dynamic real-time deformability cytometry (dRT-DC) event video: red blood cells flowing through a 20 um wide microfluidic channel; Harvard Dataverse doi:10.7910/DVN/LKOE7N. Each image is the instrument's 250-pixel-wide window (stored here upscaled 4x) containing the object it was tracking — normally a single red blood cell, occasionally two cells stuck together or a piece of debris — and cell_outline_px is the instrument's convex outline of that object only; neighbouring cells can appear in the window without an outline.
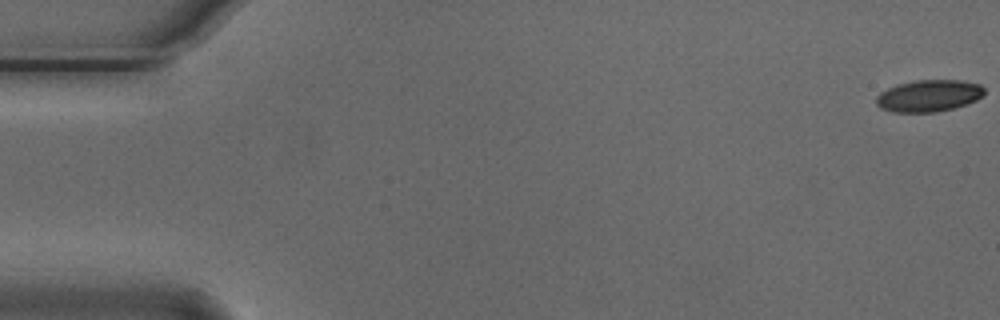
{"species": "Egyptian fruit bat (a non-hibernating species)", "species_latin": "Rousettus aegyptiacus", "temperature_condition": "cold", "stored_images_in_passage": 32, "camera_frame_rate_fps": 3000, "um_per_image_px": 0.085, "animal": {"sex": "male"}, "frame": {"image": 1, "passage_image": 1, "time_ms": 0.0, "image_size_px": [1000, 320], "cell_outline_px": [[984, 96], [976, 100], [952, 108], [936, 112], [892, 112], [880, 108], [876, 104], [876, 96], [880, 92], [896, 84], [916, 80], [964, 80], [980, 84], [984, 88]], "centroid_in_image_um": [78.93, 8.13], "position_along_channel_um": 6.1, "area_um2": 20.17}}
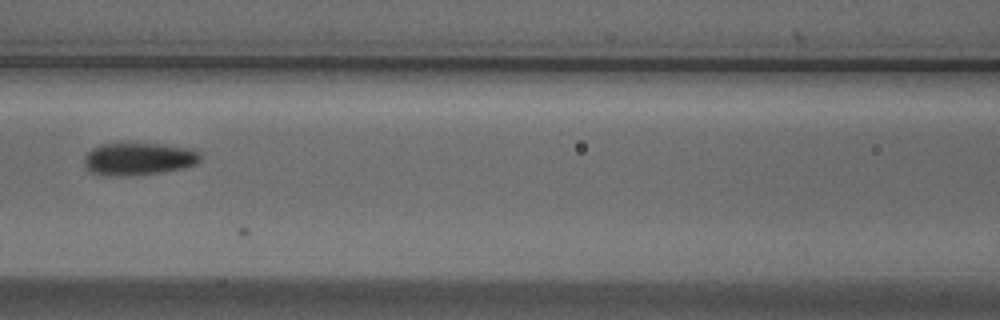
{"frame": {"image": 2, "passage_image": 25, "time_ms": 8.0, "image_size_px": [1000, 320], "cell_outline_px": [[200, 160], [196, 164], [180, 168], [160, 172], [88, 172], [84, 164], [84, 156], [92, 148], [100, 144], [124, 140], [128, 140], [164, 144], [192, 148], [200, 152]], "centroid_in_image_um": [11.81, 13.37], "position_along_channel_um": 154.8, "area_um2": 21.73}}
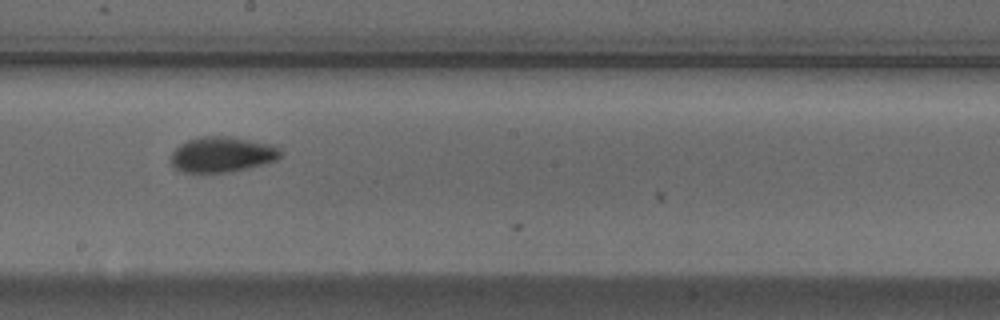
{"frame": {"image": 3, "passage_image": 31, "time_ms": 10.0, "image_size_px": [1000, 320], "cell_outline_px": [[284, 152], [276, 160], [248, 168], [228, 172], [184, 172], [176, 168], [168, 160], [172, 152], [180, 144], [188, 140], [200, 136], [232, 136], [276, 144]], "centroid_in_image_um": [18.91, 13.11], "position_along_channel_um": 229.3, "area_um2": 23.0}}